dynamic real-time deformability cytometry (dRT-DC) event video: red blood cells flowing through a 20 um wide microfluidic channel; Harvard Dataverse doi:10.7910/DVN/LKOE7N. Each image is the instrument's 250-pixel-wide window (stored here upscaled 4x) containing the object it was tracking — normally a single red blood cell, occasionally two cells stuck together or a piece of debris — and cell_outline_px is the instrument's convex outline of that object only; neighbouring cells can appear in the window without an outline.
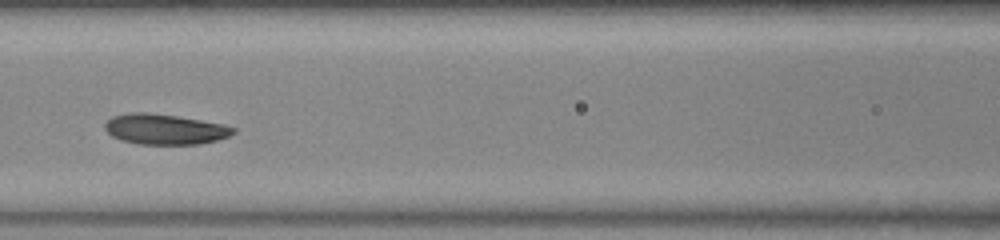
{"species": "common noctule bat (a hibernating species)", "species_latin": "Nyctalus noctula", "temperature_condition": "warm", "stored_images_in_passage": 40, "camera_frame_rate_fps": 3000, "um_per_image_px": 0.085, "animal": {"sex": "female", "body_mass_g": 23.0, "forearm_length_mm": 53.4}, "frame": {"image": 1, "passage_image": 13, "time_ms": 4.0, "image_size_px": [1000, 240], "cell_outline_px": [[236, 132], [228, 136], [216, 140], [200, 144], [140, 144], [120, 140], [112, 136], [104, 128], [104, 124], [112, 116], [128, 112], [148, 112], [176, 116], [224, 124], [236, 128]], "centroid_in_image_um": [13.99, 10.98], "position_along_channel_um": 152.6, "area_um2": 22.77}}
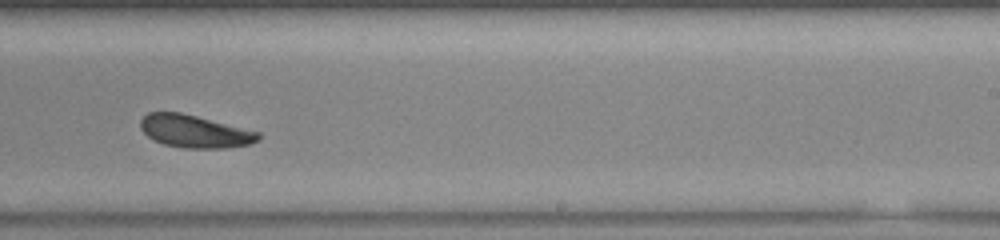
{"frame": {"image": 2, "passage_image": 22, "time_ms": 7.0, "image_size_px": [1000, 240], "cell_outline_px": [[260, 140], [248, 144], [224, 148], [184, 148], [164, 144], [148, 136], [140, 128], [140, 120], [148, 112], [180, 112], [260, 132]], "centroid_in_image_um": [16.54, 11.16], "position_along_channel_um": 272.5, "area_um2": 22.2}}
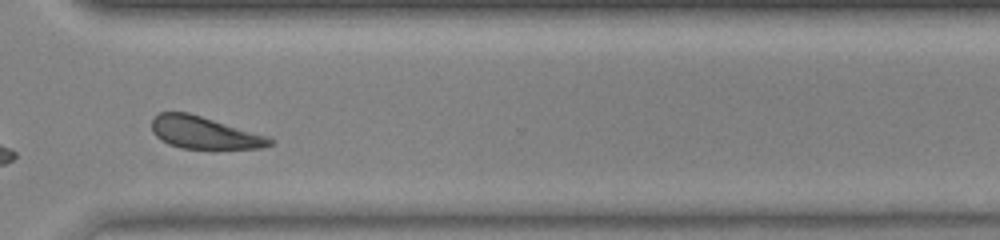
{"frame": {"image": 3, "passage_image": 28, "time_ms": 9.0, "image_size_px": [1000, 240], "cell_outline_px": [[276, 140], [272, 144], [260, 148], [180, 148], [168, 144], [160, 140], [152, 132], [152, 120], [160, 112], [188, 112], [272, 136]], "centroid_in_image_um": [17.42, 11.27], "position_along_channel_um": 353.2, "area_um2": 22.43}, "authors_computed_cell_mechanics": {"area_um2": 22.4842, "velocity_mm_per_s": 4.0181, "shape_relaxation_time_tau1_ms": 2.9387, "shape_relaxation_time_tau2_ms": 6.216, "deformation_change_tau1": 0.1103, "deformation_change_tau2": 0.1358}}